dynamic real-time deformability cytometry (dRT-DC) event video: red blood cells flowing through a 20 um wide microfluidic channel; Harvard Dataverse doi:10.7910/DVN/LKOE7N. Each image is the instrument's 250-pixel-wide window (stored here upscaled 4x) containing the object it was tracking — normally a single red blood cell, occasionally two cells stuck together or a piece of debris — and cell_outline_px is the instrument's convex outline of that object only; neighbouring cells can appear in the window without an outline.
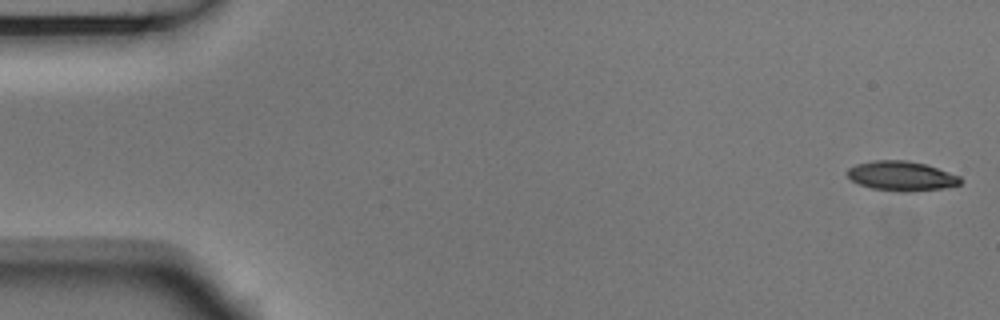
{"species": "Egyptian fruit bat (a non-hibernating species)", "species_latin": "Rousettus aegyptiacus", "temperature_condition": "room temperature", "stored_images_in_passage": 4, "camera_frame_rate_fps": 3000, "um_per_image_px": 0.085, "animal": {"sex": "male"}, "frame": {"image": 1, "passage_image": 1, "time_ms": 0.0, "image_size_px": [1000, 320], "cell_outline_px": [[964, 180], [960, 184], [944, 188], [908, 192], [900, 192], [872, 188], [860, 184], [852, 180], [844, 172], [848, 168], [856, 164], [872, 160], [908, 160], [924, 164], [960, 176]], "centroid_in_image_um": [76.61, 14.96], "position_along_channel_um": 8.4, "area_um2": 19.59}}